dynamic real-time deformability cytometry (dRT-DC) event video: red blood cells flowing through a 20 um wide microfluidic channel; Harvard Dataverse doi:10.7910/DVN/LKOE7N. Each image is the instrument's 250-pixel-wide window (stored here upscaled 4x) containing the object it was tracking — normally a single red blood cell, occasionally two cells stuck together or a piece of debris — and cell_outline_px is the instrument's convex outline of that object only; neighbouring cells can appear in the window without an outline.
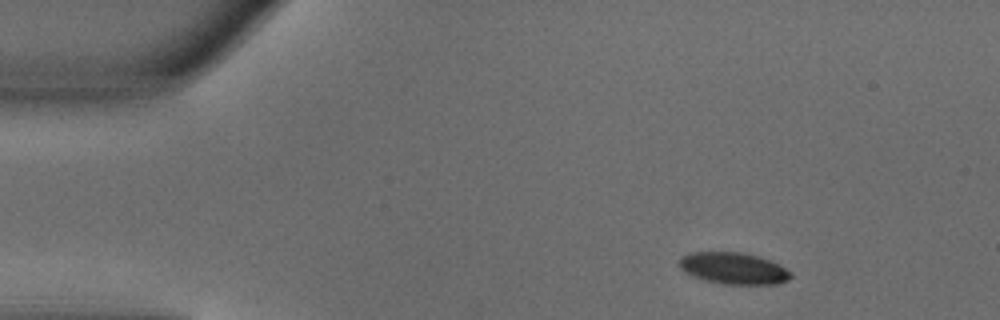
{"species": "common noctule bat (a hibernating species)", "species_latin": "Nyctalus noctula", "temperature_condition": "warm", "stored_images_in_passage": 44, "camera_frame_rate_fps": 3000, "um_per_image_px": 0.085, "animal": {"sex": "male", "body_mass_g": 18.8}, "frame": {"image": 1, "passage_image": 1, "time_ms": 0.0, "image_size_px": [1000, 320], "cell_outline_px": [[792, 276], [788, 280], [776, 284], [724, 284], [692, 276], [684, 272], [680, 268], [680, 256], [692, 252], [740, 252], [756, 256], [768, 260], [792, 272]], "centroid_in_image_um": [62.32, 22.81], "position_along_channel_um": 22.7, "area_um2": 20.29}}
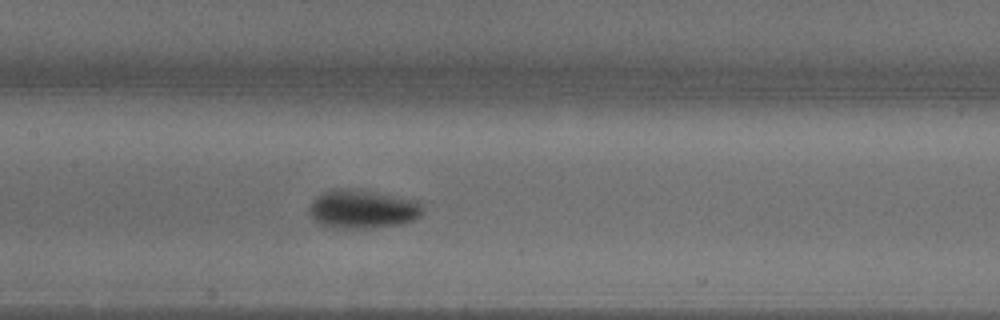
{"frame": {"image": 2, "passage_image": 18, "time_ms": 5.667, "image_size_px": [1000, 320], "cell_outline_px": [[424, 212], [420, 216], [404, 224], [368, 228], [336, 228], [316, 224], [308, 212], [308, 208], [312, 200], [320, 192], [332, 188], [348, 188], [376, 192], [420, 200], [424, 208]], "centroid_in_image_um": [30.8, 17.76], "position_along_channel_um": 176.6, "area_um2": 26.3}}
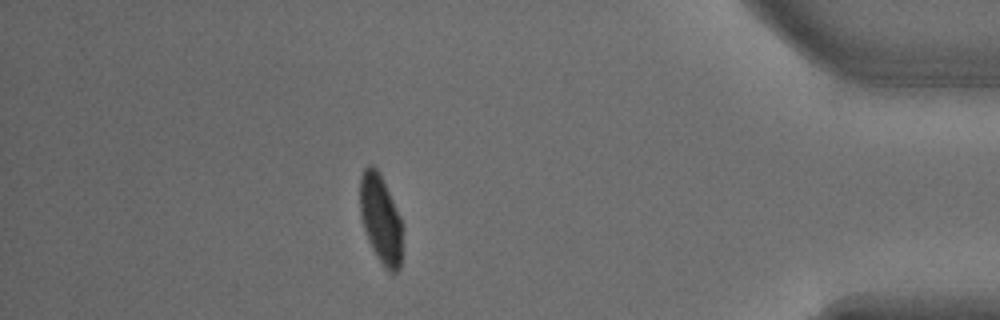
{"frame": {"image": 3, "passage_image": 38, "time_ms": 12.333, "image_size_px": [1000, 320], "cell_outline_px": [[400, 268], [392, 276], [384, 268], [376, 256], [368, 240], [360, 216], [360, 176], [364, 168], [368, 164], [372, 164], [380, 172], [400, 216]], "centroid_in_image_um": [32.32, 18.6], "position_along_channel_um": 402.9, "area_um2": 21.85}, "authors_computed_cell_mechanics": {"area_um2": 22.5998, "velocity_mm_per_s": 4.039, "shape_relaxation_time_tau1_ms": 5.6837, "shape_relaxation_time_tau2_ms": null, "deformation_change_tau1": 0.2322, "deformation_change_tau2": null}}